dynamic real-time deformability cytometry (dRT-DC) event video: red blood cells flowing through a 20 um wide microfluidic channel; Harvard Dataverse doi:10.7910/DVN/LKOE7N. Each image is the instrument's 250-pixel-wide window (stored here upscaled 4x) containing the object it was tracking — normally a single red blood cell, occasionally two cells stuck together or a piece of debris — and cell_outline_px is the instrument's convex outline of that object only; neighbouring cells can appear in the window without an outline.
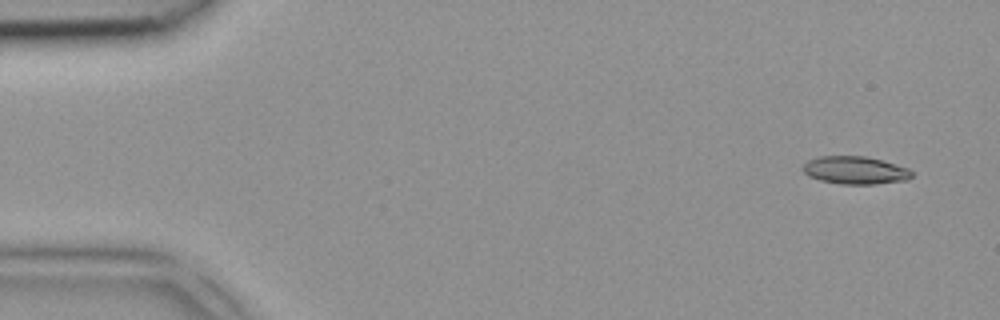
{"species": "common noctule bat (a hibernating species)", "species_latin": "Nyctalus noctula", "temperature_condition": "room temperature", "stored_images_in_passage": 4, "camera_frame_rate_fps": 3000, "um_per_image_px": 0.085, "animal": {"sex": "female", "body_mass_g": 18.4}, "frame": {"image": 1, "passage_image": 1, "time_ms": 0.0, "image_size_px": [1000, 320], "cell_outline_px": [[912, 176], [908, 180], [876, 184], [840, 184], [820, 180], [808, 176], [800, 168], [808, 160], [820, 156], [864, 156], [880, 160], [908, 168], [912, 172]], "centroid_in_image_um": [72.66, 14.48], "position_along_channel_um": 12.3, "area_um2": 17.63}}
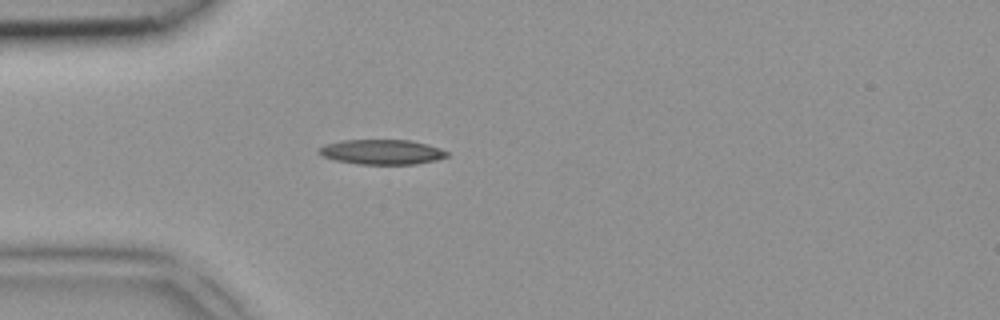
{"frame": {"image": 2, "passage_image": 4, "time_ms": 1.0, "image_size_px": [1000, 320], "cell_outline_px": [[448, 156], [436, 160], [416, 164], [356, 164], [336, 160], [324, 156], [316, 152], [324, 144], [340, 140], [412, 140], [428, 144], [440, 148], [448, 152]], "centroid_in_image_um": [32.46, 12.91], "position_along_channel_um": 52.5, "area_um2": 18.67}}